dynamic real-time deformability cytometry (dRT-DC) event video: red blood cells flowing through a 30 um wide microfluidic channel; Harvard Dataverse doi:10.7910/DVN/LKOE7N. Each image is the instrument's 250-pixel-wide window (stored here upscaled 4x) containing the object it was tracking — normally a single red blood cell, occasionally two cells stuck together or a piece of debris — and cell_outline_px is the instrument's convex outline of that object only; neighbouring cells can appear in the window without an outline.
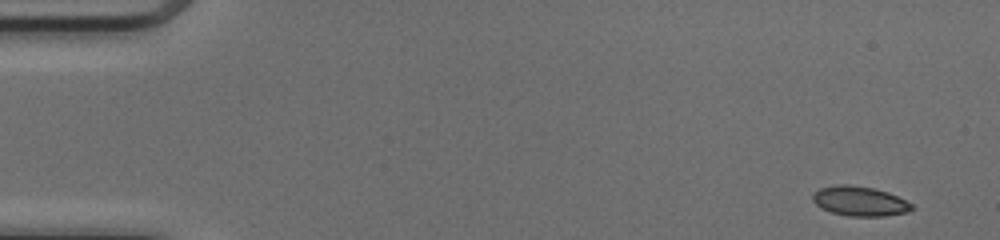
{"species": "common noctule bat (a hibernating species)", "species_latin": "Nyctalus noctula", "temperature_condition": "cold", "stored_images_in_passage": 48, "camera_frame_rate_fps": 3000, "um_per_image_px": 0.085, "animal": {"sex": "female", "body_mass_g": 17.0, "forearm_length_mm": 48.0}, "frame": {"image": 1, "passage_image": 1, "time_ms": 0.0, "image_size_px": [1000, 240], "cell_outline_px": [[916, 208], [908, 212], [884, 216], [848, 216], [832, 212], [820, 208], [812, 200], [812, 192], [820, 188], [836, 184], [848, 184], [872, 188], [888, 192], [912, 204]], "centroid_in_image_um": [73.05, 17.1], "position_along_channel_um": 11.9, "area_um2": 17.22}}
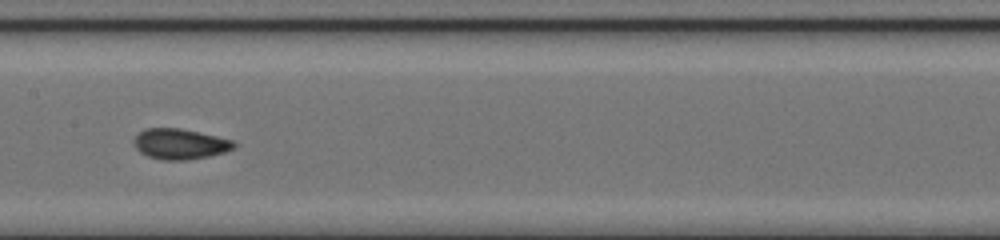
{"frame": {"image": 2, "passage_image": 24, "time_ms": 7.667, "image_size_px": [1000, 240], "cell_outline_px": [[236, 148], [224, 152], [208, 156], [184, 160], [160, 160], [148, 156], [140, 152], [136, 148], [132, 140], [144, 128], [180, 128], [216, 136], [232, 140], [236, 144]], "centroid_in_image_um": [15.28, 12.24], "position_along_channel_um": 192.1, "area_um2": 17.74}}
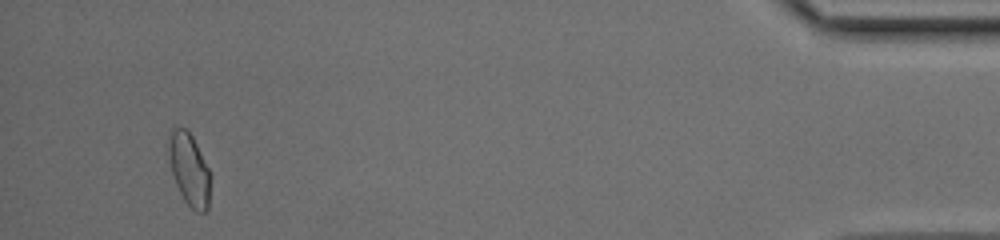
{"frame": {"image": 3, "passage_image": 46, "time_ms": 15.0, "image_size_px": [1000, 240], "cell_outline_px": [[208, 208], [204, 212], [196, 212], [184, 200], [176, 184], [172, 172], [168, 156], [168, 132], [172, 128], [184, 128], [192, 136], [208, 168]], "centroid_in_image_um": [16.03, 14.36], "position_along_channel_um": 419.2, "area_um2": 17.11}, "authors_computed_cell_mechanics": {"area_um2": 17.2244, "velocity_mm_per_s": 4.1304, "shape_relaxation_time_tau1_ms": 10.3728, "shape_relaxation_time_tau2_ms": 1.1527, "deformation_change_tau1": 0.1964, "deformation_change_tau2": 0.0481}}